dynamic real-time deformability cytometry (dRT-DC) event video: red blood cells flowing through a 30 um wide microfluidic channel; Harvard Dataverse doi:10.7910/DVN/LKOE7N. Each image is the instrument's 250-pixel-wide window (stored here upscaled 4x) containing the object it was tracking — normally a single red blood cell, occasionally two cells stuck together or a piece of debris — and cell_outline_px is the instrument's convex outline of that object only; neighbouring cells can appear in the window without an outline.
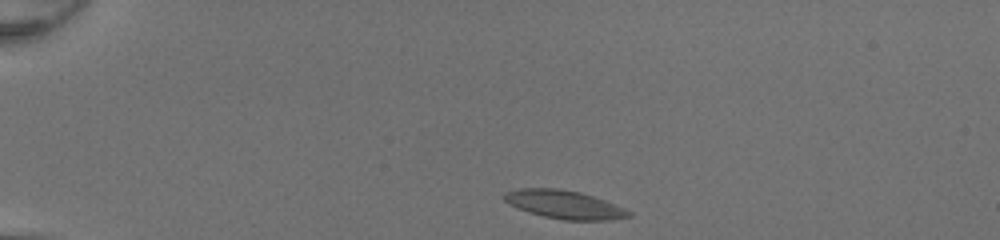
{"species": "common noctule bat (a hibernating species)", "species_latin": "Nyctalus noctula", "temperature_condition": "room temperature", "stored_images_in_passage": 40, "camera_frame_rate_fps": 3000, "um_per_image_px": 0.085, "animal": {"sex": "female", "body_mass_g": 20.0, "forearm_length_mm": 54.0}, "frame": {"image": 1, "passage_image": 1, "time_ms": 0.0, "image_size_px": [1000, 240], "cell_outline_px": [[632, 216], [612, 220], [564, 220], [544, 216], [528, 212], [508, 204], [504, 200], [504, 192], [520, 188], [560, 188], [580, 192], [604, 200], [624, 208], [632, 212]], "centroid_in_image_um": [47.96, 17.38], "position_along_channel_um": 37.0, "area_um2": 20.58}}
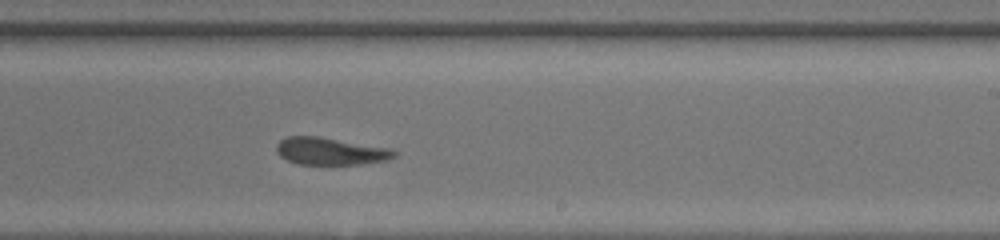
{"frame": {"image": 2, "passage_image": 22, "time_ms": 7.0, "image_size_px": [1000, 240], "cell_outline_px": [[396, 156], [388, 160], [364, 164], [296, 164], [280, 156], [276, 152], [276, 144], [280, 140], [288, 136], [320, 136], [392, 148], [396, 152]], "centroid_in_image_um": [28.11, 12.85], "position_along_channel_um": 260.9, "area_um2": 19.02}}
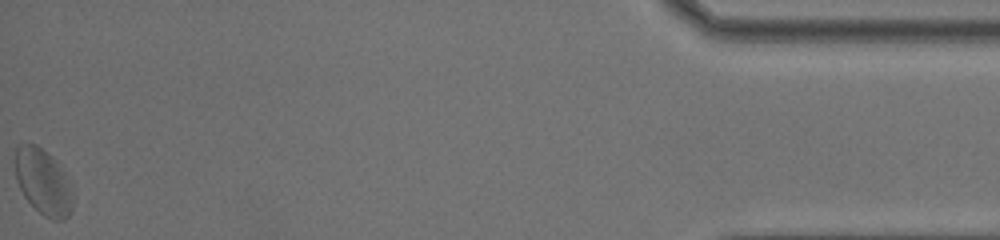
{"frame": {"image": 3, "passage_image": 40, "time_ms": 13.0, "image_size_px": [1000, 240], "cell_outline_px": [[72, 208], [68, 216], [64, 220], [52, 220], [44, 216], [24, 196], [16, 180], [12, 160], [16, 148], [20, 144], [28, 140], [36, 144], [48, 152], [56, 160], [72, 196]], "centroid_in_image_um": [3.57, 15.39], "position_along_channel_um": 431.6, "area_um2": 22.14}, "authors_computed_cell_mechanics": {"area_um2": 19.363, "velocity_mm_per_s": 4.196, "shape_relaxation_time_tau1_ms": null, "shape_relaxation_time_tau2_ms": 2.9349, "deformation_change_tau1": null, "deformation_change_tau2": 0.1076}}